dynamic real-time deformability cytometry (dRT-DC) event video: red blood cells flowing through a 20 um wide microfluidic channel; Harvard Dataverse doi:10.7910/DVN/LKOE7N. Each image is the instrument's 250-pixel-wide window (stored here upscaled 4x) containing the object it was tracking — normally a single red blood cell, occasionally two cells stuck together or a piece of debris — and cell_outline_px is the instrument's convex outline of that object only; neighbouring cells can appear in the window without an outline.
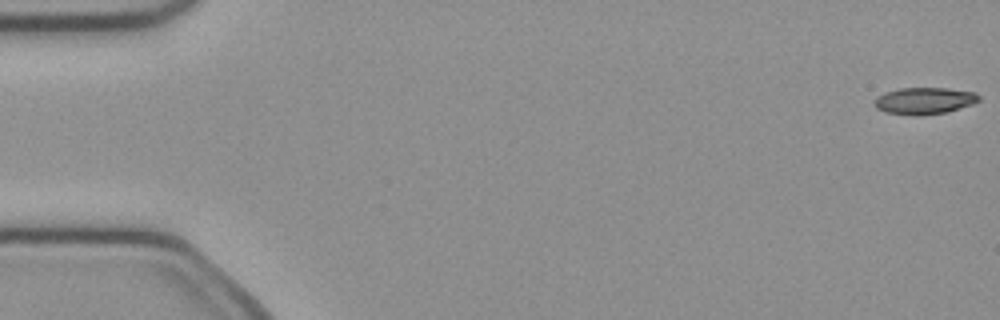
{"species": "common noctule bat (a hibernating species)", "species_latin": "Nyctalus noctula", "temperature_condition": "cold", "stored_images_in_passage": 51, "camera_frame_rate_fps": 3000, "um_per_image_px": 0.085, "animal": {"sex": "female", "body_mass_g": 21.9}, "frame": {"image": 1, "passage_image": 1, "time_ms": 0.0, "image_size_px": [1000, 320], "cell_outline_px": [[980, 100], [972, 104], [948, 112], [920, 116], [912, 116], [884, 112], [876, 108], [876, 96], [884, 92], [900, 88], [948, 88], [976, 92], [980, 96]], "centroid_in_image_um": [78.58, 8.57], "position_along_channel_um": 6.4, "area_um2": 16.53}}
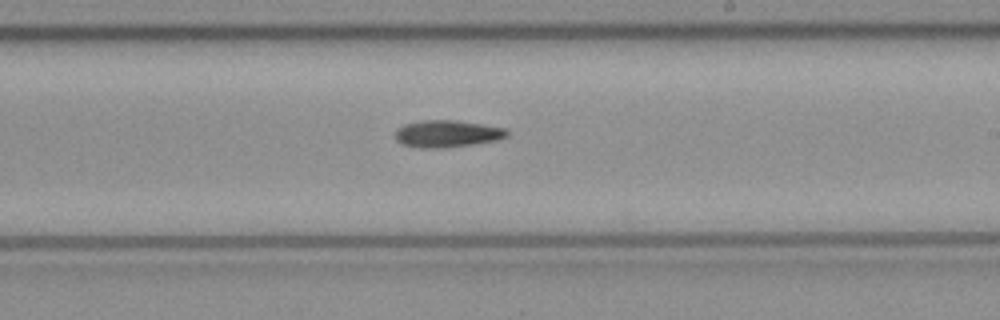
{"frame": {"image": 2, "passage_image": 30, "time_ms": 9.667, "image_size_px": [1000, 320], "cell_outline_px": [[508, 136], [496, 140], [472, 144], [444, 148], [420, 148], [400, 144], [396, 140], [396, 128], [404, 124], [420, 120], [456, 120], [504, 128], [508, 132]], "centroid_in_image_um": [37.95, 11.37], "position_along_channel_um": 251.1, "area_um2": 17.63}}
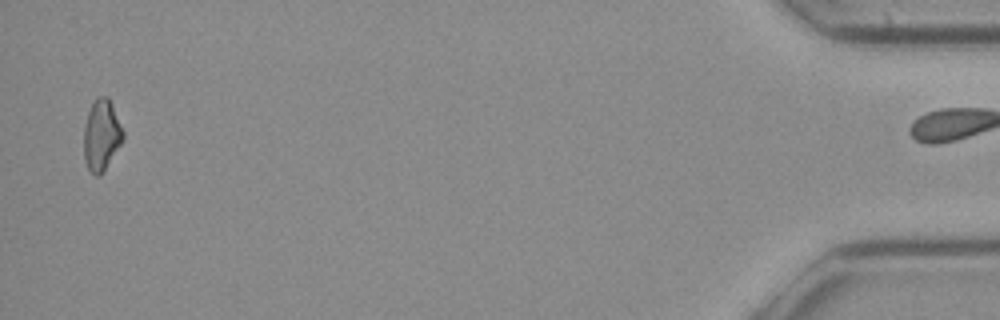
{"frame": {"image": 3, "passage_image": 50, "time_ms": 16.333, "image_size_px": [1000, 320], "cell_outline_px": [[124, 140], [104, 172], [100, 176], [96, 176], [88, 168], [84, 160], [84, 124], [88, 112], [96, 96], [108, 96], [112, 104], [124, 132]], "centroid_in_image_um": [8.64, 11.5], "position_along_channel_um": 426.6, "area_um2": 16.47}}